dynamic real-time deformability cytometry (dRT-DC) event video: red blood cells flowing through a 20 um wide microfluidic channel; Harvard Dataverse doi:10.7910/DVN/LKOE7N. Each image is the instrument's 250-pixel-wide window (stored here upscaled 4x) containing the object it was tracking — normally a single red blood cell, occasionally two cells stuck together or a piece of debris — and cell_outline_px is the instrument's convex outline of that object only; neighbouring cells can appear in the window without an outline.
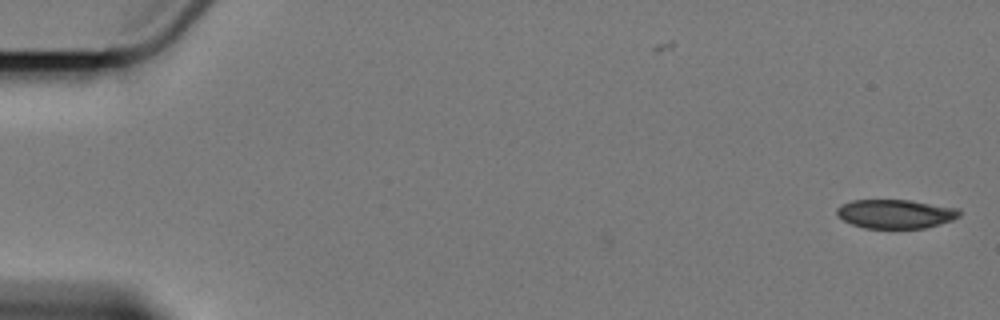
{"species": "Egyptian fruit bat (a non-hibernating species)", "species_latin": "Rousettus aegyptiacus", "temperature_condition": "cold", "stored_images_in_passage": 12, "camera_frame_rate_fps": 3000, "um_per_image_px": 0.085, "animal": {"sex": "female"}, "frame": {"image": 1, "passage_image": 1, "time_ms": 0.0, "image_size_px": [1000, 320], "cell_outline_px": [[960, 216], [952, 220], [924, 228], [864, 228], [852, 224], [836, 216], [836, 208], [840, 204], [852, 200], [908, 200], [960, 208]], "centroid_in_image_um": [76.09, 18.17], "position_along_channel_um": 8.9, "area_um2": 20.75}}
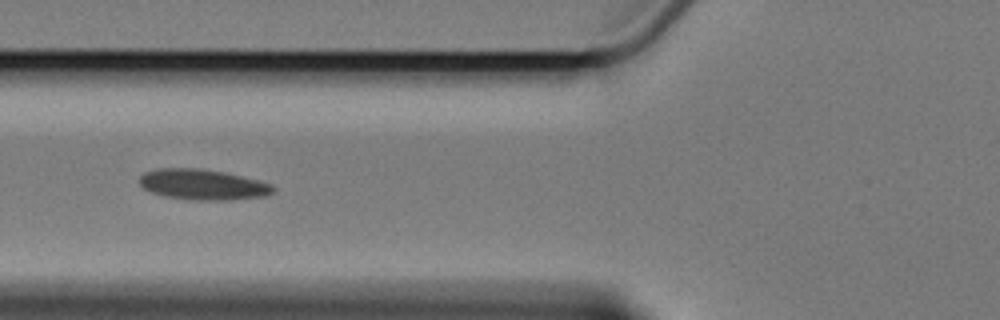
{"frame": {"image": 2, "passage_image": 7, "time_ms": 7.667, "image_size_px": [1000, 320], "cell_outline_px": [[276, 188], [268, 196], [224, 200], [196, 200], [168, 196], [152, 192], [144, 188], [140, 184], [140, 176], [144, 172], [156, 168], [200, 168], [224, 172], [260, 180], [272, 184]], "centroid_in_image_um": [17.27, 15.67], "position_along_channel_um": 108.5, "area_um2": 23.76}}
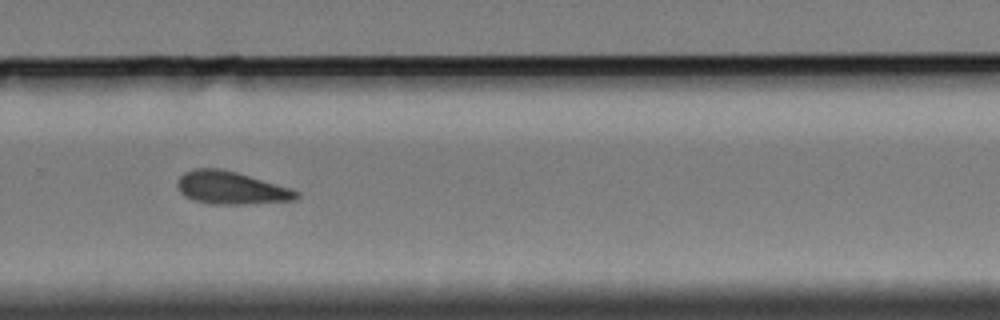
{"frame": {"image": 3, "passage_image": 12, "time_ms": 13.667, "image_size_px": [1000, 320], "cell_outline_px": [[300, 196], [296, 200], [248, 204], [216, 204], [192, 200], [184, 196], [180, 192], [176, 184], [180, 176], [184, 172], [192, 168], [220, 168], [236, 172], [292, 188], [300, 192]], "centroid_in_image_um": [19.65, 15.97], "position_along_channel_um": 310.2, "area_um2": 22.95}}